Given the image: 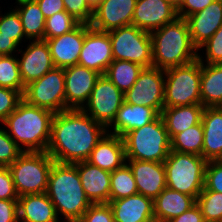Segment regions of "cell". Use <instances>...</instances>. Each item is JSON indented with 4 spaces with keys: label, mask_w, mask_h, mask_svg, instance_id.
<instances>
[{
    "label": "cell",
    "mask_w": 222,
    "mask_h": 222,
    "mask_svg": "<svg viewBox=\"0 0 222 222\" xmlns=\"http://www.w3.org/2000/svg\"><path fill=\"white\" fill-rule=\"evenodd\" d=\"M0 36L13 39L18 45L25 36L20 17L16 10H12L0 18Z\"/></svg>",
    "instance_id": "8d00e7d4"
},
{
    "label": "cell",
    "mask_w": 222,
    "mask_h": 222,
    "mask_svg": "<svg viewBox=\"0 0 222 222\" xmlns=\"http://www.w3.org/2000/svg\"><path fill=\"white\" fill-rule=\"evenodd\" d=\"M205 107L201 104L164 108L161 116L164 120L170 140L178 133L202 122Z\"/></svg>",
    "instance_id": "83f0119b"
},
{
    "label": "cell",
    "mask_w": 222,
    "mask_h": 222,
    "mask_svg": "<svg viewBox=\"0 0 222 222\" xmlns=\"http://www.w3.org/2000/svg\"><path fill=\"white\" fill-rule=\"evenodd\" d=\"M114 60H125L153 67L152 42L149 32L134 25L122 26L108 31Z\"/></svg>",
    "instance_id": "9c48e42d"
},
{
    "label": "cell",
    "mask_w": 222,
    "mask_h": 222,
    "mask_svg": "<svg viewBox=\"0 0 222 222\" xmlns=\"http://www.w3.org/2000/svg\"><path fill=\"white\" fill-rule=\"evenodd\" d=\"M103 0H86V3L88 4L89 8L94 11Z\"/></svg>",
    "instance_id": "f907efd6"
},
{
    "label": "cell",
    "mask_w": 222,
    "mask_h": 222,
    "mask_svg": "<svg viewBox=\"0 0 222 222\" xmlns=\"http://www.w3.org/2000/svg\"><path fill=\"white\" fill-rule=\"evenodd\" d=\"M65 11L68 12L79 24L90 25L93 11L86 0H63Z\"/></svg>",
    "instance_id": "f35d334b"
},
{
    "label": "cell",
    "mask_w": 222,
    "mask_h": 222,
    "mask_svg": "<svg viewBox=\"0 0 222 222\" xmlns=\"http://www.w3.org/2000/svg\"><path fill=\"white\" fill-rule=\"evenodd\" d=\"M164 70L143 68L135 84L124 93L128 104L153 108L159 115L164 109Z\"/></svg>",
    "instance_id": "8fae6325"
},
{
    "label": "cell",
    "mask_w": 222,
    "mask_h": 222,
    "mask_svg": "<svg viewBox=\"0 0 222 222\" xmlns=\"http://www.w3.org/2000/svg\"><path fill=\"white\" fill-rule=\"evenodd\" d=\"M171 150L202 156L203 126L202 122L176 134L171 140Z\"/></svg>",
    "instance_id": "d6a6232c"
},
{
    "label": "cell",
    "mask_w": 222,
    "mask_h": 222,
    "mask_svg": "<svg viewBox=\"0 0 222 222\" xmlns=\"http://www.w3.org/2000/svg\"><path fill=\"white\" fill-rule=\"evenodd\" d=\"M137 0H103L93 11L90 26L99 31H110L132 24Z\"/></svg>",
    "instance_id": "e0dca14e"
},
{
    "label": "cell",
    "mask_w": 222,
    "mask_h": 222,
    "mask_svg": "<svg viewBox=\"0 0 222 222\" xmlns=\"http://www.w3.org/2000/svg\"><path fill=\"white\" fill-rule=\"evenodd\" d=\"M153 67L166 70L198 59L186 19L178 17L150 33Z\"/></svg>",
    "instance_id": "3957f363"
},
{
    "label": "cell",
    "mask_w": 222,
    "mask_h": 222,
    "mask_svg": "<svg viewBox=\"0 0 222 222\" xmlns=\"http://www.w3.org/2000/svg\"><path fill=\"white\" fill-rule=\"evenodd\" d=\"M196 203L187 194L166 187L154 200V218L160 222H169L173 218L186 212Z\"/></svg>",
    "instance_id": "4316f807"
},
{
    "label": "cell",
    "mask_w": 222,
    "mask_h": 222,
    "mask_svg": "<svg viewBox=\"0 0 222 222\" xmlns=\"http://www.w3.org/2000/svg\"><path fill=\"white\" fill-rule=\"evenodd\" d=\"M23 95L16 90L0 87V121L3 122L18 106Z\"/></svg>",
    "instance_id": "60d3db41"
},
{
    "label": "cell",
    "mask_w": 222,
    "mask_h": 222,
    "mask_svg": "<svg viewBox=\"0 0 222 222\" xmlns=\"http://www.w3.org/2000/svg\"><path fill=\"white\" fill-rule=\"evenodd\" d=\"M45 19L65 11L63 0H36Z\"/></svg>",
    "instance_id": "7dc6e473"
},
{
    "label": "cell",
    "mask_w": 222,
    "mask_h": 222,
    "mask_svg": "<svg viewBox=\"0 0 222 222\" xmlns=\"http://www.w3.org/2000/svg\"><path fill=\"white\" fill-rule=\"evenodd\" d=\"M213 1L214 0H184L183 4L177 9L178 16L186 19L188 16L203 10Z\"/></svg>",
    "instance_id": "bcb514c9"
},
{
    "label": "cell",
    "mask_w": 222,
    "mask_h": 222,
    "mask_svg": "<svg viewBox=\"0 0 222 222\" xmlns=\"http://www.w3.org/2000/svg\"><path fill=\"white\" fill-rule=\"evenodd\" d=\"M20 8L15 9L20 17L25 38L44 40L46 19L36 0H17Z\"/></svg>",
    "instance_id": "f546056e"
},
{
    "label": "cell",
    "mask_w": 222,
    "mask_h": 222,
    "mask_svg": "<svg viewBox=\"0 0 222 222\" xmlns=\"http://www.w3.org/2000/svg\"><path fill=\"white\" fill-rule=\"evenodd\" d=\"M18 44L9 37L0 36V56L12 55Z\"/></svg>",
    "instance_id": "681fc988"
},
{
    "label": "cell",
    "mask_w": 222,
    "mask_h": 222,
    "mask_svg": "<svg viewBox=\"0 0 222 222\" xmlns=\"http://www.w3.org/2000/svg\"><path fill=\"white\" fill-rule=\"evenodd\" d=\"M54 162L47 152H23L9 166L18 195L46 193Z\"/></svg>",
    "instance_id": "ba28073f"
},
{
    "label": "cell",
    "mask_w": 222,
    "mask_h": 222,
    "mask_svg": "<svg viewBox=\"0 0 222 222\" xmlns=\"http://www.w3.org/2000/svg\"><path fill=\"white\" fill-rule=\"evenodd\" d=\"M126 160L164 162L171 151V141L161 115L151 123L122 136Z\"/></svg>",
    "instance_id": "5b68a950"
},
{
    "label": "cell",
    "mask_w": 222,
    "mask_h": 222,
    "mask_svg": "<svg viewBox=\"0 0 222 222\" xmlns=\"http://www.w3.org/2000/svg\"><path fill=\"white\" fill-rule=\"evenodd\" d=\"M204 46L207 64H222V25L200 48Z\"/></svg>",
    "instance_id": "7bdbcfd3"
},
{
    "label": "cell",
    "mask_w": 222,
    "mask_h": 222,
    "mask_svg": "<svg viewBox=\"0 0 222 222\" xmlns=\"http://www.w3.org/2000/svg\"><path fill=\"white\" fill-rule=\"evenodd\" d=\"M58 222L55 207L46 193L29 194L18 198V221Z\"/></svg>",
    "instance_id": "d4e9b609"
},
{
    "label": "cell",
    "mask_w": 222,
    "mask_h": 222,
    "mask_svg": "<svg viewBox=\"0 0 222 222\" xmlns=\"http://www.w3.org/2000/svg\"><path fill=\"white\" fill-rule=\"evenodd\" d=\"M204 187L222 193V160L207 162Z\"/></svg>",
    "instance_id": "b9f144b4"
},
{
    "label": "cell",
    "mask_w": 222,
    "mask_h": 222,
    "mask_svg": "<svg viewBox=\"0 0 222 222\" xmlns=\"http://www.w3.org/2000/svg\"><path fill=\"white\" fill-rule=\"evenodd\" d=\"M90 25L78 24L70 32L45 40L55 67L66 68L78 64L85 33Z\"/></svg>",
    "instance_id": "9a60e30c"
},
{
    "label": "cell",
    "mask_w": 222,
    "mask_h": 222,
    "mask_svg": "<svg viewBox=\"0 0 222 222\" xmlns=\"http://www.w3.org/2000/svg\"><path fill=\"white\" fill-rule=\"evenodd\" d=\"M159 114L151 107L137 106L123 102L115 119L112 134L122 137L125 133L138 129L154 121Z\"/></svg>",
    "instance_id": "484cf974"
},
{
    "label": "cell",
    "mask_w": 222,
    "mask_h": 222,
    "mask_svg": "<svg viewBox=\"0 0 222 222\" xmlns=\"http://www.w3.org/2000/svg\"><path fill=\"white\" fill-rule=\"evenodd\" d=\"M138 194L133 172L126 163L111 172L109 201Z\"/></svg>",
    "instance_id": "1f68e13d"
},
{
    "label": "cell",
    "mask_w": 222,
    "mask_h": 222,
    "mask_svg": "<svg viewBox=\"0 0 222 222\" xmlns=\"http://www.w3.org/2000/svg\"><path fill=\"white\" fill-rule=\"evenodd\" d=\"M206 165L200 155L171 150L164 161L166 186L196 200L204 188Z\"/></svg>",
    "instance_id": "8992f818"
},
{
    "label": "cell",
    "mask_w": 222,
    "mask_h": 222,
    "mask_svg": "<svg viewBox=\"0 0 222 222\" xmlns=\"http://www.w3.org/2000/svg\"><path fill=\"white\" fill-rule=\"evenodd\" d=\"M0 222H19L18 200L0 199Z\"/></svg>",
    "instance_id": "f6af8a7d"
},
{
    "label": "cell",
    "mask_w": 222,
    "mask_h": 222,
    "mask_svg": "<svg viewBox=\"0 0 222 222\" xmlns=\"http://www.w3.org/2000/svg\"><path fill=\"white\" fill-rule=\"evenodd\" d=\"M77 222H114L109 203L91 204Z\"/></svg>",
    "instance_id": "ab89813d"
},
{
    "label": "cell",
    "mask_w": 222,
    "mask_h": 222,
    "mask_svg": "<svg viewBox=\"0 0 222 222\" xmlns=\"http://www.w3.org/2000/svg\"><path fill=\"white\" fill-rule=\"evenodd\" d=\"M46 194L67 222H77L92 204L82 187L77 167L54 162L49 173Z\"/></svg>",
    "instance_id": "277c9868"
},
{
    "label": "cell",
    "mask_w": 222,
    "mask_h": 222,
    "mask_svg": "<svg viewBox=\"0 0 222 222\" xmlns=\"http://www.w3.org/2000/svg\"><path fill=\"white\" fill-rule=\"evenodd\" d=\"M53 116L52 111L31 105L22 99L2 123L8 126V135L23 152H46L51 137ZM18 142L28 148L22 149Z\"/></svg>",
    "instance_id": "7a4b0ae2"
},
{
    "label": "cell",
    "mask_w": 222,
    "mask_h": 222,
    "mask_svg": "<svg viewBox=\"0 0 222 222\" xmlns=\"http://www.w3.org/2000/svg\"><path fill=\"white\" fill-rule=\"evenodd\" d=\"M138 194L155 199L167 186L164 162L128 159Z\"/></svg>",
    "instance_id": "d6986e66"
},
{
    "label": "cell",
    "mask_w": 222,
    "mask_h": 222,
    "mask_svg": "<svg viewBox=\"0 0 222 222\" xmlns=\"http://www.w3.org/2000/svg\"><path fill=\"white\" fill-rule=\"evenodd\" d=\"M202 126V157L207 162L222 160V107H205Z\"/></svg>",
    "instance_id": "cb8c5ba5"
},
{
    "label": "cell",
    "mask_w": 222,
    "mask_h": 222,
    "mask_svg": "<svg viewBox=\"0 0 222 222\" xmlns=\"http://www.w3.org/2000/svg\"><path fill=\"white\" fill-rule=\"evenodd\" d=\"M201 62V105L203 107H222V64Z\"/></svg>",
    "instance_id": "f1b7e54d"
},
{
    "label": "cell",
    "mask_w": 222,
    "mask_h": 222,
    "mask_svg": "<svg viewBox=\"0 0 222 222\" xmlns=\"http://www.w3.org/2000/svg\"><path fill=\"white\" fill-rule=\"evenodd\" d=\"M78 170L85 194L92 204L108 203L111 173L87 161L73 163Z\"/></svg>",
    "instance_id": "44dd1931"
},
{
    "label": "cell",
    "mask_w": 222,
    "mask_h": 222,
    "mask_svg": "<svg viewBox=\"0 0 222 222\" xmlns=\"http://www.w3.org/2000/svg\"><path fill=\"white\" fill-rule=\"evenodd\" d=\"M106 131L104 125L93 120L82 109L55 113L46 152L58 163L86 161Z\"/></svg>",
    "instance_id": "6da1fadb"
},
{
    "label": "cell",
    "mask_w": 222,
    "mask_h": 222,
    "mask_svg": "<svg viewBox=\"0 0 222 222\" xmlns=\"http://www.w3.org/2000/svg\"><path fill=\"white\" fill-rule=\"evenodd\" d=\"M196 204L205 222H222V193L204 187L196 199Z\"/></svg>",
    "instance_id": "e575fe53"
},
{
    "label": "cell",
    "mask_w": 222,
    "mask_h": 222,
    "mask_svg": "<svg viewBox=\"0 0 222 222\" xmlns=\"http://www.w3.org/2000/svg\"><path fill=\"white\" fill-rule=\"evenodd\" d=\"M18 198L9 167L0 166V199L18 200Z\"/></svg>",
    "instance_id": "ee69618b"
},
{
    "label": "cell",
    "mask_w": 222,
    "mask_h": 222,
    "mask_svg": "<svg viewBox=\"0 0 222 222\" xmlns=\"http://www.w3.org/2000/svg\"><path fill=\"white\" fill-rule=\"evenodd\" d=\"M0 87L24 94L26 87L22 82L18 59L12 55L0 56Z\"/></svg>",
    "instance_id": "836d02e7"
},
{
    "label": "cell",
    "mask_w": 222,
    "mask_h": 222,
    "mask_svg": "<svg viewBox=\"0 0 222 222\" xmlns=\"http://www.w3.org/2000/svg\"><path fill=\"white\" fill-rule=\"evenodd\" d=\"M114 222H148L154 219L153 199L135 194L108 202Z\"/></svg>",
    "instance_id": "603a6c76"
},
{
    "label": "cell",
    "mask_w": 222,
    "mask_h": 222,
    "mask_svg": "<svg viewBox=\"0 0 222 222\" xmlns=\"http://www.w3.org/2000/svg\"><path fill=\"white\" fill-rule=\"evenodd\" d=\"M168 2L178 9L184 2V0H168Z\"/></svg>",
    "instance_id": "816d5d0a"
},
{
    "label": "cell",
    "mask_w": 222,
    "mask_h": 222,
    "mask_svg": "<svg viewBox=\"0 0 222 222\" xmlns=\"http://www.w3.org/2000/svg\"><path fill=\"white\" fill-rule=\"evenodd\" d=\"M23 151L4 129H0V166L9 167Z\"/></svg>",
    "instance_id": "74e56055"
},
{
    "label": "cell",
    "mask_w": 222,
    "mask_h": 222,
    "mask_svg": "<svg viewBox=\"0 0 222 222\" xmlns=\"http://www.w3.org/2000/svg\"><path fill=\"white\" fill-rule=\"evenodd\" d=\"M18 64L25 87L55 67L45 40L31 42L23 53L21 60L18 59Z\"/></svg>",
    "instance_id": "ac0fdd59"
},
{
    "label": "cell",
    "mask_w": 222,
    "mask_h": 222,
    "mask_svg": "<svg viewBox=\"0 0 222 222\" xmlns=\"http://www.w3.org/2000/svg\"><path fill=\"white\" fill-rule=\"evenodd\" d=\"M148 222H160V221H158L157 219H152V220H150V221H148Z\"/></svg>",
    "instance_id": "f5cc1de1"
},
{
    "label": "cell",
    "mask_w": 222,
    "mask_h": 222,
    "mask_svg": "<svg viewBox=\"0 0 222 222\" xmlns=\"http://www.w3.org/2000/svg\"><path fill=\"white\" fill-rule=\"evenodd\" d=\"M65 110L82 109L101 76L100 73L79 64L64 68ZM86 100V101H85Z\"/></svg>",
    "instance_id": "4fadbf2b"
},
{
    "label": "cell",
    "mask_w": 222,
    "mask_h": 222,
    "mask_svg": "<svg viewBox=\"0 0 222 222\" xmlns=\"http://www.w3.org/2000/svg\"><path fill=\"white\" fill-rule=\"evenodd\" d=\"M23 99L31 105L52 111L65 110L64 68L54 67L41 78L26 86Z\"/></svg>",
    "instance_id": "30bf717a"
},
{
    "label": "cell",
    "mask_w": 222,
    "mask_h": 222,
    "mask_svg": "<svg viewBox=\"0 0 222 222\" xmlns=\"http://www.w3.org/2000/svg\"><path fill=\"white\" fill-rule=\"evenodd\" d=\"M178 17L177 9L168 0H137L132 25L151 33Z\"/></svg>",
    "instance_id": "2e32d148"
},
{
    "label": "cell",
    "mask_w": 222,
    "mask_h": 222,
    "mask_svg": "<svg viewBox=\"0 0 222 222\" xmlns=\"http://www.w3.org/2000/svg\"><path fill=\"white\" fill-rule=\"evenodd\" d=\"M125 160L126 154L122 137L107 133L97 143L86 161L111 173L122 167Z\"/></svg>",
    "instance_id": "7402d4cb"
},
{
    "label": "cell",
    "mask_w": 222,
    "mask_h": 222,
    "mask_svg": "<svg viewBox=\"0 0 222 222\" xmlns=\"http://www.w3.org/2000/svg\"><path fill=\"white\" fill-rule=\"evenodd\" d=\"M140 64L125 60H113L108 66L105 76L123 93L128 91L136 82L143 70Z\"/></svg>",
    "instance_id": "4dcf8cb0"
},
{
    "label": "cell",
    "mask_w": 222,
    "mask_h": 222,
    "mask_svg": "<svg viewBox=\"0 0 222 222\" xmlns=\"http://www.w3.org/2000/svg\"><path fill=\"white\" fill-rule=\"evenodd\" d=\"M193 44L200 50L222 25V0H214L203 10L186 18Z\"/></svg>",
    "instance_id": "ffe728a7"
},
{
    "label": "cell",
    "mask_w": 222,
    "mask_h": 222,
    "mask_svg": "<svg viewBox=\"0 0 222 222\" xmlns=\"http://www.w3.org/2000/svg\"><path fill=\"white\" fill-rule=\"evenodd\" d=\"M164 108L201 104V62L199 59L164 70Z\"/></svg>",
    "instance_id": "52a82bcc"
},
{
    "label": "cell",
    "mask_w": 222,
    "mask_h": 222,
    "mask_svg": "<svg viewBox=\"0 0 222 222\" xmlns=\"http://www.w3.org/2000/svg\"><path fill=\"white\" fill-rule=\"evenodd\" d=\"M79 23L66 11H61L46 19L44 40L52 39L73 30Z\"/></svg>",
    "instance_id": "d590c367"
},
{
    "label": "cell",
    "mask_w": 222,
    "mask_h": 222,
    "mask_svg": "<svg viewBox=\"0 0 222 222\" xmlns=\"http://www.w3.org/2000/svg\"><path fill=\"white\" fill-rule=\"evenodd\" d=\"M113 60L109 33L90 27L85 33L78 64L103 75Z\"/></svg>",
    "instance_id": "5bb4252c"
},
{
    "label": "cell",
    "mask_w": 222,
    "mask_h": 222,
    "mask_svg": "<svg viewBox=\"0 0 222 222\" xmlns=\"http://www.w3.org/2000/svg\"><path fill=\"white\" fill-rule=\"evenodd\" d=\"M169 222H205V221L200 211V208L195 203L186 212H183L181 215L173 218Z\"/></svg>",
    "instance_id": "c3c4849f"
},
{
    "label": "cell",
    "mask_w": 222,
    "mask_h": 222,
    "mask_svg": "<svg viewBox=\"0 0 222 222\" xmlns=\"http://www.w3.org/2000/svg\"><path fill=\"white\" fill-rule=\"evenodd\" d=\"M123 102L124 93L103 74L98 78L91 92L87 107H83L82 110L107 128L115 119Z\"/></svg>",
    "instance_id": "7c38bea8"
}]
</instances>
